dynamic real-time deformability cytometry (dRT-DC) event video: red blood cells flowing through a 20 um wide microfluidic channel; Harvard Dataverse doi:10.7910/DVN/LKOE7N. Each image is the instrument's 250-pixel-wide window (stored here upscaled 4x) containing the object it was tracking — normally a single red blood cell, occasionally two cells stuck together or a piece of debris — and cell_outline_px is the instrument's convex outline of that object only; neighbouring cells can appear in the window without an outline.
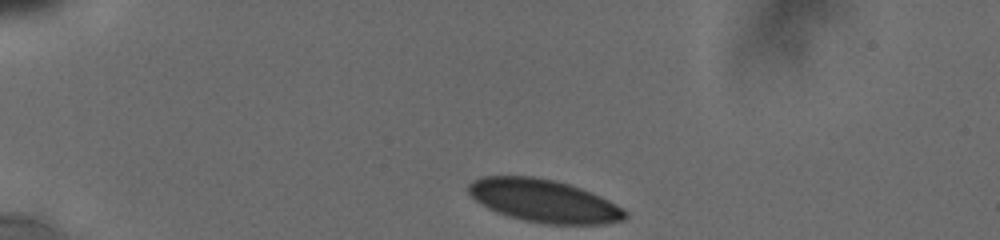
{"species": "human", "species_latin": "Homo sapiens", "temperature_condition": "cold", "stored_images_in_passage": 13, "camera_frame_rate_fps": 3000, "um_per_image_px": 0.085, "donor": {"sex": "male"}, "frame": {"image": 1, "passage_image": 1, "time_ms": 0.0, "image_size_px": [1000, 240], "cell_outline_px": [[628, 216], [624, 220], [608, 224], [544, 224], [524, 220], [508, 216], [496, 212], [480, 204], [468, 192], [468, 184], [472, 180], [480, 176], [532, 176], [552, 180], [568, 184], [580, 188], [600, 196], [624, 208], [628, 212]], "centroid_in_image_um": [46.23, 17.08], "position_along_channel_um": 38.8, "area_um2": 39.19}}
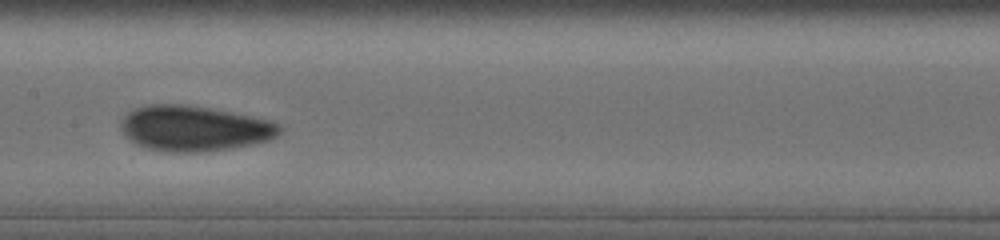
{"frame": {"image": 2, "passage_image": 9, "time_ms": 5.667, "image_size_px": [1000, 240], "cell_outline_px": [[284, 128], [276, 136], [268, 140], [252, 144], [232, 148], [204, 152], [164, 152], [148, 148], [136, 144], [128, 140], [120, 132], [120, 120], [128, 112], [136, 108], [148, 104], [188, 104], [252, 116], [268, 120], [280, 124]], "centroid_in_image_um": [16.47, 10.91], "position_along_channel_um": 190.9, "area_um2": 42.43}}
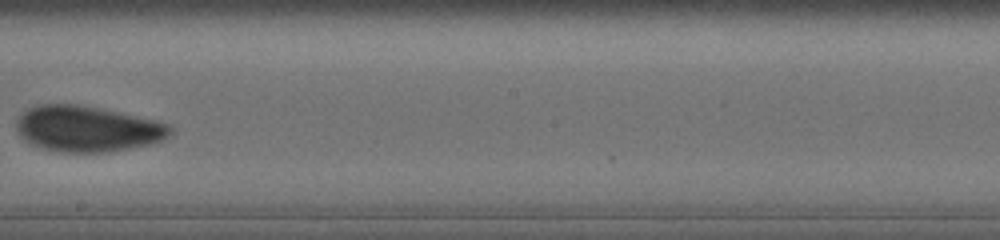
{"frame": {"image": 3, "passage_image": 11, "time_ms": 7.0, "image_size_px": [1000, 240], "cell_outline_px": [[172, 136], [152, 144], [112, 152], [56, 152], [40, 148], [28, 144], [20, 136], [16, 128], [16, 120], [28, 108], [40, 104], [76, 104], [156, 120], [168, 124], [172, 128]], "centroid_in_image_um": [7.41, 10.97], "position_along_channel_um": 240.8, "area_um2": 41.33}}